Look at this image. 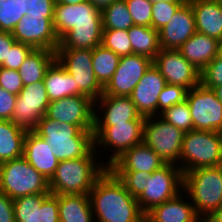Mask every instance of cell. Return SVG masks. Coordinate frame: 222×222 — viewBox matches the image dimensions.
Wrapping results in <instances>:
<instances>
[{
  "label": "cell",
  "instance_id": "1",
  "mask_svg": "<svg viewBox=\"0 0 222 222\" xmlns=\"http://www.w3.org/2000/svg\"><path fill=\"white\" fill-rule=\"evenodd\" d=\"M53 28L57 49H94L102 42V15L91 2L76 5L55 3Z\"/></svg>",
  "mask_w": 222,
  "mask_h": 222
},
{
  "label": "cell",
  "instance_id": "2",
  "mask_svg": "<svg viewBox=\"0 0 222 222\" xmlns=\"http://www.w3.org/2000/svg\"><path fill=\"white\" fill-rule=\"evenodd\" d=\"M88 196L95 222H145L137 198L109 168L97 179Z\"/></svg>",
  "mask_w": 222,
  "mask_h": 222
},
{
  "label": "cell",
  "instance_id": "3",
  "mask_svg": "<svg viewBox=\"0 0 222 222\" xmlns=\"http://www.w3.org/2000/svg\"><path fill=\"white\" fill-rule=\"evenodd\" d=\"M33 131L49 144L59 161L87 157L94 150L93 130L71 123H59L44 115Z\"/></svg>",
  "mask_w": 222,
  "mask_h": 222
},
{
  "label": "cell",
  "instance_id": "4",
  "mask_svg": "<svg viewBox=\"0 0 222 222\" xmlns=\"http://www.w3.org/2000/svg\"><path fill=\"white\" fill-rule=\"evenodd\" d=\"M96 153L94 149L87 157L60 161L54 176L49 181L50 193L88 195L97 179L108 168L97 159Z\"/></svg>",
  "mask_w": 222,
  "mask_h": 222
},
{
  "label": "cell",
  "instance_id": "5",
  "mask_svg": "<svg viewBox=\"0 0 222 222\" xmlns=\"http://www.w3.org/2000/svg\"><path fill=\"white\" fill-rule=\"evenodd\" d=\"M183 191L198 216H209L222 204L220 165L183 173Z\"/></svg>",
  "mask_w": 222,
  "mask_h": 222
},
{
  "label": "cell",
  "instance_id": "6",
  "mask_svg": "<svg viewBox=\"0 0 222 222\" xmlns=\"http://www.w3.org/2000/svg\"><path fill=\"white\" fill-rule=\"evenodd\" d=\"M222 164L221 132L191 130L184 134L180 154L182 173Z\"/></svg>",
  "mask_w": 222,
  "mask_h": 222
},
{
  "label": "cell",
  "instance_id": "7",
  "mask_svg": "<svg viewBox=\"0 0 222 222\" xmlns=\"http://www.w3.org/2000/svg\"><path fill=\"white\" fill-rule=\"evenodd\" d=\"M0 192L12 200L30 194H50L49 181L22 156L0 164Z\"/></svg>",
  "mask_w": 222,
  "mask_h": 222
},
{
  "label": "cell",
  "instance_id": "8",
  "mask_svg": "<svg viewBox=\"0 0 222 222\" xmlns=\"http://www.w3.org/2000/svg\"><path fill=\"white\" fill-rule=\"evenodd\" d=\"M144 123L145 117L140 115L136 120L127 123H115L113 126H94L95 151L98 153L100 149L102 150L100 147H103L104 151L109 149V152L112 149L109 158H106V160L108 159L105 163L107 167L126 150L142 143Z\"/></svg>",
  "mask_w": 222,
  "mask_h": 222
},
{
  "label": "cell",
  "instance_id": "9",
  "mask_svg": "<svg viewBox=\"0 0 222 222\" xmlns=\"http://www.w3.org/2000/svg\"><path fill=\"white\" fill-rule=\"evenodd\" d=\"M56 59L73 77L75 96L86 95L96 101L103 94L92 66V49H57Z\"/></svg>",
  "mask_w": 222,
  "mask_h": 222
},
{
  "label": "cell",
  "instance_id": "10",
  "mask_svg": "<svg viewBox=\"0 0 222 222\" xmlns=\"http://www.w3.org/2000/svg\"><path fill=\"white\" fill-rule=\"evenodd\" d=\"M184 134L182 130L169 124L159 115L150 116L145 118L142 142L152 148L165 164H175L180 167Z\"/></svg>",
  "mask_w": 222,
  "mask_h": 222
},
{
  "label": "cell",
  "instance_id": "11",
  "mask_svg": "<svg viewBox=\"0 0 222 222\" xmlns=\"http://www.w3.org/2000/svg\"><path fill=\"white\" fill-rule=\"evenodd\" d=\"M183 191V173L178 165L165 164L145 179L144 192L137 198L146 214L154 206L170 200Z\"/></svg>",
  "mask_w": 222,
  "mask_h": 222
},
{
  "label": "cell",
  "instance_id": "12",
  "mask_svg": "<svg viewBox=\"0 0 222 222\" xmlns=\"http://www.w3.org/2000/svg\"><path fill=\"white\" fill-rule=\"evenodd\" d=\"M186 101L193 119V130L222 131V103L212 89L200 83L188 90Z\"/></svg>",
  "mask_w": 222,
  "mask_h": 222
},
{
  "label": "cell",
  "instance_id": "13",
  "mask_svg": "<svg viewBox=\"0 0 222 222\" xmlns=\"http://www.w3.org/2000/svg\"><path fill=\"white\" fill-rule=\"evenodd\" d=\"M49 103L44 81L25 85L17 95L11 121L33 130L45 115Z\"/></svg>",
  "mask_w": 222,
  "mask_h": 222
},
{
  "label": "cell",
  "instance_id": "14",
  "mask_svg": "<svg viewBox=\"0 0 222 222\" xmlns=\"http://www.w3.org/2000/svg\"><path fill=\"white\" fill-rule=\"evenodd\" d=\"M45 116L59 123H71L82 130L94 128V100L86 95H76L51 101Z\"/></svg>",
  "mask_w": 222,
  "mask_h": 222
},
{
  "label": "cell",
  "instance_id": "15",
  "mask_svg": "<svg viewBox=\"0 0 222 222\" xmlns=\"http://www.w3.org/2000/svg\"><path fill=\"white\" fill-rule=\"evenodd\" d=\"M152 63L143 55L121 56L115 73L103 87V95L129 97Z\"/></svg>",
  "mask_w": 222,
  "mask_h": 222
},
{
  "label": "cell",
  "instance_id": "16",
  "mask_svg": "<svg viewBox=\"0 0 222 222\" xmlns=\"http://www.w3.org/2000/svg\"><path fill=\"white\" fill-rule=\"evenodd\" d=\"M167 84L180 85L190 90L200 84V71L178 50L161 49L153 60Z\"/></svg>",
  "mask_w": 222,
  "mask_h": 222
},
{
  "label": "cell",
  "instance_id": "17",
  "mask_svg": "<svg viewBox=\"0 0 222 222\" xmlns=\"http://www.w3.org/2000/svg\"><path fill=\"white\" fill-rule=\"evenodd\" d=\"M16 42L32 46L34 49L57 50L59 38L53 28V18L27 16L16 24L12 31Z\"/></svg>",
  "mask_w": 222,
  "mask_h": 222
},
{
  "label": "cell",
  "instance_id": "18",
  "mask_svg": "<svg viewBox=\"0 0 222 222\" xmlns=\"http://www.w3.org/2000/svg\"><path fill=\"white\" fill-rule=\"evenodd\" d=\"M15 222H60L58 195L30 194L13 200Z\"/></svg>",
  "mask_w": 222,
  "mask_h": 222
},
{
  "label": "cell",
  "instance_id": "19",
  "mask_svg": "<svg viewBox=\"0 0 222 222\" xmlns=\"http://www.w3.org/2000/svg\"><path fill=\"white\" fill-rule=\"evenodd\" d=\"M166 84L159 69L152 63L129 96L141 116H158V97Z\"/></svg>",
  "mask_w": 222,
  "mask_h": 222
},
{
  "label": "cell",
  "instance_id": "20",
  "mask_svg": "<svg viewBox=\"0 0 222 222\" xmlns=\"http://www.w3.org/2000/svg\"><path fill=\"white\" fill-rule=\"evenodd\" d=\"M195 33L194 13L191 3L186 0L169 22L159 30L160 47L161 49L178 50Z\"/></svg>",
  "mask_w": 222,
  "mask_h": 222
},
{
  "label": "cell",
  "instance_id": "21",
  "mask_svg": "<svg viewBox=\"0 0 222 222\" xmlns=\"http://www.w3.org/2000/svg\"><path fill=\"white\" fill-rule=\"evenodd\" d=\"M99 109L101 110L99 111ZM139 116L140 114L130 97L102 94L94 101V126H113L115 123H127L136 120Z\"/></svg>",
  "mask_w": 222,
  "mask_h": 222
},
{
  "label": "cell",
  "instance_id": "22",
  "mask_svg": "<svg viewBox=\"0 0 222 222\" xmlns=\"http://www.w3.org/2000/svg\"><path fill=\"white\" fill-rule=\"evenodd\" d=\"M165 163L158 154L143 142L126 150L108 168L112 172H147L159 170Z\"/></svg>",
  "mask_w": 222,
  "mask_h": 222
},
{
  "label": "cell",
  "instance_id": "23",
  "mask_svg": "<svg viewBox=\"0 0 222 222\" xmlns=\"http://www.w3.org/2000/svg\"><path fill=\"white\" fill-rule=\"evenodd\" d=\"M23 157L47 181L54 176L60 162L54 156L49 144L33 130H28L25 135Z\"/></svg>",
  "mask_w": 222,
  "mask_h": 222
},
{
  "label": "cell",
  "instance_id": "24",
  "mask_svg": "<svg viewBox=\"0 0 222 222\" xmlns=\"http://www.w3.org/2000/svg\"><path fill=\"white\" fill-rule=\"evenodd\" d=\"M184 195L186 193L180 191L174 198L154 206L145 214V222H192L198 215L190 199Z\"/></svg>",
  "mask_w": 222,
  "mask_h": 222
},
{
  "label": "cell",
  "instance_id": "25",
  "mask_svg": "<svg viewBox=\"0 0 222 222\" xmlns=\"http://www.w3.org/2000/svg\"><path fill=\"white\" fill-rule=\"evenodd\" d=\"M178 51L201 72L220 53V41L196 32Z\"/></svg>",
  "mask_w": 222,
  "mask_h": 222
},
{
  "label": "cell",
  "instance_id": "26",
  "mask_svg": "<svg viewBox=\"0 0 222 222\" xmlns=\"http://www.w3.org/2000/svg\"><path fill=\"white\" fill-rule=\"evenodd\" d=\"M194 13L196 32L222 39V4L214 0H188Z\"/></svg>",
  "mask_w": 222,
  "mask_h": 222
},
{
  "label": "cell",
  "instance_id": "27",
  "mask_svg": "<svg viewBox=\"0 0 222 222\" xmlns=\"http://www.w3.org/2000/svg\"><path fill=\"white\" fill-rule=\"evenodd\" d=\"M27 131L10 120H0V164L23 156Z\"/></svg>",
  "mask_w": 222,
  "mask_h": 222
},
{
  "label": "cell",
  "instance_id": "28",
  "mask_svg": "<svg viewBox=\"0 0 222 222\" xmlns=\"http://www.w3.org/2000/svg\"><path fill=\"white\" fill-rule=\"evenodd\" d=\"M55 60V51L33 49L18 69L23 85L43 81L46 71Z\"/></svg>",
  "mask_w": 222,
  "mask_h": 222
},
{
  "label": "cell",
  "instance_id": "29",
  "mask_svg": "<svg viewBox=\"0 0 222 222\" xmlns=\"http://www.w3.org/2000/svg\"><path fill=\"white\" fill-rule=\"evenodd\" d=\"M49 101L75 96L73 77L56 59L46 71L43 79Z\"/></svg>",
  "mask_w": 222,
  "mask_h": 222
},
{
  "label": "cell",
  "instance_id": "30",
  "mask_svg": "<svg viewBox=\"0 0 222 222\" xmlns=\"http://www.w3.org/2000/svg\"><path fill=\"white\" fill-rule=\"evenodd\" d=\"M60 222H95L88 195H58Z\"/></svg>",
  "mask_w": 222,
  "mask_h": 222
},
{
  "label": "cell",
  "instance_id": "31",
  "mask_svg": "<svg viewBox=\"0 0 222 222\" xmlns=\"http://www.w3.org/2000/svg\"><path fill=\"white\" fill-rule=\"evenodd\" d=\"M133 54L143 55L154 60L161 50L159 31L147 26L133 25L128 29Z\"/></svg>",
  "mask_w": 222,
  "mask_h": 222
},
{
  "label": "cell",
  "instance_id": "32",
  "mask_svg": "<svg viewBox=\"0 0 222 222\" xmlns=\"http://www.w3.org/2000/svg\"><path fill=\"white\" fill-rule=\"evenodd\" d=\"M120 56L103 45L92 49V66L99 83L104 87L115 73Z\"/></svg>",
  "mask_w": 222,
  "mask_h": 222
},
{
  "label": "cell",
  "instance_id": "33",
  "mask_svg": "<svg viewBox=\"0 0 222 222\" xmlns=\"http://www.w3.org/2000/svg\"><path fill=\"white\" fill-rule=\"evenodd\" d=\"M103 30H128L134 25L125 0H117L101 11Z\"/></svg>",
  "mask_w": 222,
  "mask_h": 222
},
{
  "label": "cell",
  "instance_id": "34",
  "mask_svg": "<svg viewBox=\"0 0 222 222\" xmlns=\"http://www.w3.org/2000/svg\"><path fill=\"white\" fill-rule=\"evenodd\" d=\"M26 15V0H0V31L11 32Z\"/></svg>",
  "mask_w": 222,
  "mask_h": 222
},
{
  "label": "cell",
  "instance_id": "35",
  "mask_svg": "<svg viewBox=\"0 0 222 222\" xmlns=\"http://www.w3.org/2000/svg\"><path fill=\"white\" fill-rule=\"evenodd\" d=\"M159 116L184 133L193 130V119L186 100L165 109Z\"/></svg>",
  "mask_w": 222,
  "mask_h": 222
},
{
  "label": "cell",
  "instance_id": "36",
  "mask_svg": "<svg viewBox=\"0 0 222 222\" xmlns=\"http://www.w3.org/2000/svg\"><path fill=\"white\" fill-rule=\"evenodd\" d=\"M128 35V30H103L101 45L120 57L132 55L133 50Z\"/></svg>",
  "mask_w": 222,
  "mask_h": 222
},
{
  "label": "cell",
  "instance_id": "37",
  "mask_svg": "<svg viewBox=\"0 0 222 222\" xmlns=\"http://www.w3.org/2000/svg\"><path fill=\"white\" fill-rule=\"evenodd\" d=\"M134 25L152 27V3L148 0H125Z\"/></svg>",
  "mask_w": 222,
  "mask_h": 222
},
{
  "label": "cell",
  "instance_id": "38",
  "mask_svg": "<svg viewBox=\"0 0 222 222\" xmlns=\"http://www.w3.org/2000/svg\"><path fill=\"white\" fill-rule=\"evenodd\" d=\"M184 2H157L152 4V28L159 31Z\"/></svg>",
  "mask_w": 222,
  "mask_h": 222
},
{
  "label": "cell",
  "instance_id": "39",
  "mask_svg": "<svg viewBox=\"0 0 222 222\" xmlns=\"http://www.w3.org/2000/svg\"><path fill=\"white\" fill-rule=\"evenodd\" d=\"M188 89L180 85L166 84L158 97V115L165 109L186 100Z\"/></svg>",
  "mask_w": 222,
  "mask_h": 222
},
{
  "label": "cell",
  "instance_id": "40",
  "mask_svg": "<svg viewBox=\"0 0 222 222\" xmlns=\"http://www.w3.org/2000/svg\"><path fill=\"white\" fill-rule=\"evenodd\" d=\"M123 183L125 189L135 198L144 192L145 179L151 175L147 172H113Z\"/></svg>",
  "mask_w": 222,
  "mask_h": 222
},
{
  "label": "cell",
  "instance_id": "41",
  "mask_svg": "<svg viewBox=\"0 0 222 222\" xmlns=\"http://www.w3.org/2000/svg\"><path fill=\"white\" fill-rule=\"evenodd\" d=\"M200 83L209 89L222 85V53H219L200 73Z\"/></svg>",
  "mask_w": 222,
  "mask_h": 222
},
{
  "label": "cell",
  "instance_id": "42",
  "mask_svg": "<svg viewBox=\"0 0 222 222\" xmlns=\"http://www.w3.org/2000/svg\"><path fill=\"white\" fill-rule=\"evenodd\" d=\"M34 48L21 42H15L7 54V61L1 67L18 70Z\"/></svg>",
  "mask_w": 222,
  "mask_h": 222
},
{
  "label": "cell",
  "instance_id": "43",
  "mask_svg": "<svg viewBox=\"0 0 222 222\" xmlns=\"http://www.w3.org/2000/svg\"><path fill=\"white\" fill-rule=\"evenodd\" d=\"M0 87L7 92L18 95L24 87L18 70L0 66Z\"/></svg>",
  "mask_w": 222,
  "mask_h": 222
},
{
  "label": "cell",
  "instance_id": "44",
  "mask_svg": "<svg viewBox=\"0 0 222 222\" xmlns=\"http://www.w3.org/2000/svg\"><path fill=\"white\" fill-rule=\"evenodd\" d=\"M55 3V0H26V15L53 18Z\"/></svg>",
  "mask_w": 222,
  "mask_h": 222
},
{
  "label": "cell",
  "instance_id": "45",
  "mask_svg": "<svg viewBox=\"0 0 222 222\" xmlns=\"http://www.w3.org/2000/svg\"><path fill=\"white\" fill-rule=\"evenodd\" d=\"M17 95L0 87V120H10L16 105Z\"/></svg>",
  "mask_w": 222,
  "mask_h": 222
},
{
  "label": "cell",
  "instance_id": "46",
  "mask_svg": "<svg viewBox=\"0 0 222 222\" xmlns=\"http://www.w3.org/2000/svg\"><path fill=\"white\" fill-rule=\"evenodd\" d=\"M0 222H15L13 200L0 192Z\"/></svg>",
  "mask_w": 222,
  "mask_h": 222
},
{
  "label": "cell",
  "instance_id": "47",
  "mask_svg": "<svg viewBox=\"0 0 222 222\" xmlns=\"http://www.w3.org/2000/svg\"><path fill=\"white\" fill-rule=\"evenodd\" d=\"M16 42L11 32L0 31V66L7 61V54Z\"/></svg>",
  "mask_w": 222,
  "mask_h": 222
},
{
  "label": "cell",
  "instance_id": "48",
  "mask_svg": "<svg viewBox=\"0 0 222 222\" xmlns=\"http://www.w3.org/2000/svg\"><path fill=\"white\" fill-rule=\"evenodd\" d=\"M88 1L91 2L97 9L102 11L103 9H105L106 7H108L117 0H88Z\"/></svg>",
  "mask_w": 222,
  "mask_h": 222
},
{
  "label": "cell",
  "instance_id": "49",
  "mask_svg": "<svg viewBox=\"0 0 222 222\" xmlns=\"http://www.w3.org/2000/svg\"><path fill=\"white\" fill-rule=\"evenodd\" d=\"M208 218L210 222H222V204Z\"/></svg>",
  "mask_w": 222,
  "mask_h": 222
},
{
  "label": "cell",
  "instance_id": "50",
  "mask_svg": "<svg viewBox=\"0 0 222 222\" xmlns=\"http://www.w3.org/2000/svg\"><path fill=\"white\" fill-rule=\"evenodd\" d=\"M88 0H55L56 3L66 4V5H76L79 3L86 2Z\"/></svg>",
  "mask_w": 222,
  "mask_h": 222
},
{
  "label": "cell",
  "instance_id": "51",
  "mask_svg": "<svg viewBox=\"0 0 222 222\" xmlns=\"http://www.w3.org/2000/svg\"><path fill=\"white\" fill-rule=\"evenodd\" d=\"M212 90L215 92L217 98L222 103V85L214 87Z\"/></svg>",
  "mask_w": 222,
  "mask_h": 222
},
{
  "label": "cell",
  "instance_id": "52",
  "mask_svg": "<svg viewBox=\"0 0 222 222\" xmlns=\"http://www.w3.org/2000/svg\"><path fill=\"white\" fill-rule=\"evenodd\" d=\"M148 1L154 4L157 2H185L186 0H148Z\"/></svg>",
  "mask_w": 222,
  "mask_h": 222
},
{
  "label": "cell",
  "instance_id": "53",
  "mask_svg": "<svg viewBox=\"0 0 222 222\" xmlns=\"http://www.w3.org/2000/svg\"><path fill=\"white\" fill-rule=\"evenodd\" d=\"M192 222H210L208 216H198Z\"/></svg>",
  "mask_w": 222,
  "mask_h": 222
},
{
  "label": "cell",
  "instance_id": "54",
  "mask_svg": "<svg viewBox=\"0 0 222 222\" xmlns=\"http://www.w3.org/2000/svg\"><path fill=\"white\" fill-rule=\"evenodd\" d=\"M221 192H222V164L220 165Z\"/></svg>",
  "mask_w": 222,
  "mask_h": 222
},
{
  "label": "cell",
  "instance_id": "55",
  "mask_svg": "<svg viewBox=\"0 0 222 222\" xmlns=\"http://www.w3.org/2000/svg\"><path fill=\"white\" fill-rule=\"evenodd\" d=\"M220 53H222V39L220 40Z\"/></svg>",
  "mask_w": 222,
  "mask_h": 222
},
{
  "label": "cell",
  "instance_id": "56",
  "mask_svg": "<svg viewBox=\"0 0 222 222\" xmlns=\"http://www.w3.org/2000/svg\"><path fill=\"white\" fill-rule=\"evenodd\" d=\"M214 1L219 2V3H221V4H222V0H214Z\"/></svg>",
  "mask_w": 222,
  "mask_h": 222
}]
</instances>
